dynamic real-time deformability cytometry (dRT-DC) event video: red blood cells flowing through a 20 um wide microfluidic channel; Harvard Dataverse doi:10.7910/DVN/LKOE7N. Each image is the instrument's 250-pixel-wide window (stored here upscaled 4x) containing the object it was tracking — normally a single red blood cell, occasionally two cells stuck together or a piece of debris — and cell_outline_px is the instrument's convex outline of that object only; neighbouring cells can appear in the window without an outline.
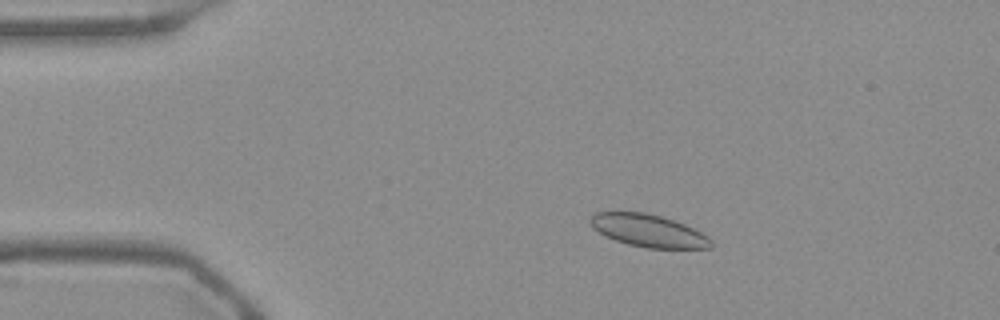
{"species": "Egyptian fruit bat (a non-hibernating species)", "species_latin": "Rousettus aegyptiacus", "temperature_condition": "warm", "stored_images_in_passage": 54, "camera_frame_rate_fps": 3000, "um_per_image_px": 0.085, "frame": {"image": 1, "passage_image": 10, "time_ms": 3.0, "image_size_px": [1000, 320], "cell_outline_px": [[712, 248], [648, 248], [628, 244], [616, 240], [592, 228], [588, 220], [596, 212], [644, 212], [660, 216], [684, 224], [708, 236], [712, 240]], "centroid_in_image_um": [55.11, 19.61], "position_along_channel_um": 29.9, "area_um2": 22.6}}
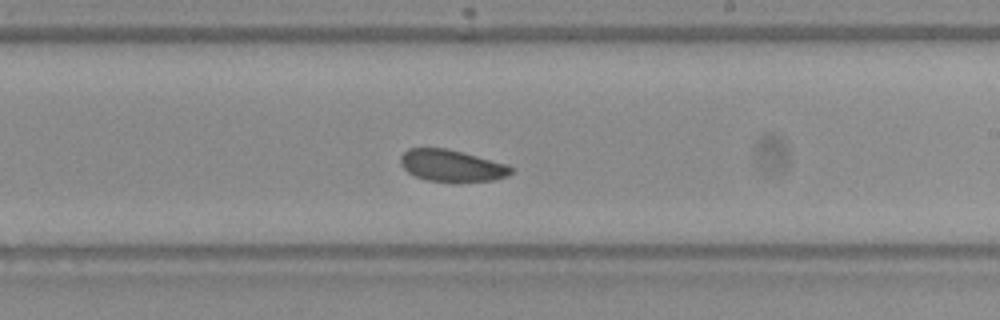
{"frame": {"image": 2, "passage_image": 32, "time_ms": 10.333, "image_size_px": [1000, 320], "cell_outline_px": [[516, 168], [508, 176], [492, 180], [428, 180], [416, 176], [408, 172], [400, 164], [400, 156], [408, 148], [448, 148], [464, 152], [508, 164]], "centroid_in_image_um": [38.42, 14.04], "position_along_channel_um": 250.6, "area_um2": 20.23}}
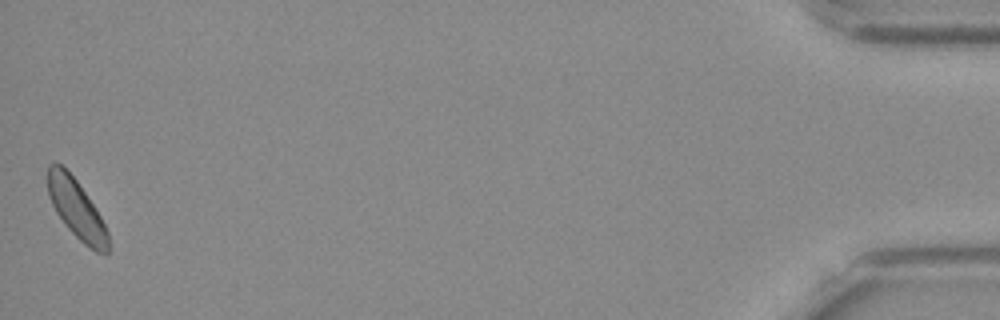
{"frame": {"image": 3, "passage_image": 54, "time_ms": 17.667, "image_size_px": [1000, 320], "cell_outline_px": [[108, 252], [96, 252], [84, 244], [64, 224], [56, 212], [48, 196], [48, 164], [60, 164], [76, 180], [96, 208], [108, 232]], "centroid_in_image_um": [6.49, 17.77], "position_along_channel_um": 428.7, "area_um2": 20.35}, "authors_computed_cell_mechanics": {"area_um2": 21.2993, "velocity_mm_per_s": 3.7369, "shape_relaxation_time_tau1_ms": null, "shape_relaxation_time_tau2_ms": 4.8658, "deformation_change_tau1": null, "deformation_change_tau2": 0.0619}}